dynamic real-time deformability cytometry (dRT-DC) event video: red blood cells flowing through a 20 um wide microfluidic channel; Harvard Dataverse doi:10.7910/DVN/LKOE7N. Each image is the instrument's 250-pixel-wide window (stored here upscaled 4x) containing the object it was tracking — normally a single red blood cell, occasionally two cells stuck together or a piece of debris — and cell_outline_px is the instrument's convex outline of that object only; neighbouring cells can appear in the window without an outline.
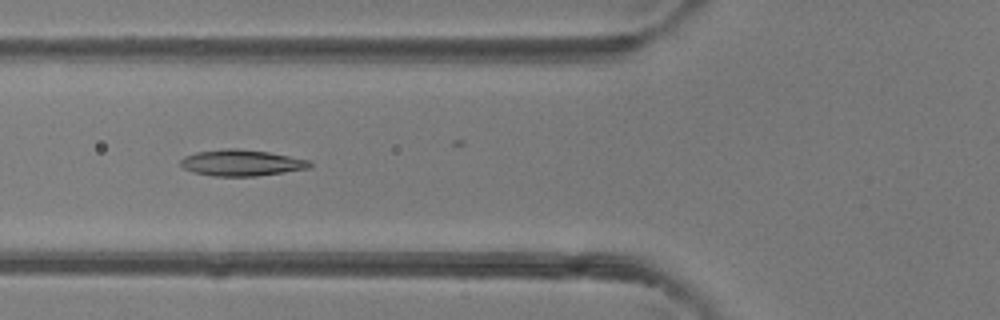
{"species": "common noctule bat (a hibernating species)", "species_latin": "Nyctalus noctula", "temperature_condition": "room temperature", "stored_images_in_passage": 5, "camera_frame_rate_fps": 3000, "um_per_image_px": 0.085, "animal": {"sex": "female"}, "frame": {"image": 1, "passage_image": 5, "time_ms": 4.333, "image_size_px": [1000, 320], "cell_outline_px": [[312, 164], [308, 168], [284, 172], [256, 176], [212, 176], [192, 172], [184, 168], [180, 164], [180, 160], [184, 156], [196, 152], [228, 148], [236, 148], [268, 152], [308, 160]], "centroid_in_image_um": [20.47, 13.84], "position_along_channel_um": 105.3, "area_um2": 19.59}}